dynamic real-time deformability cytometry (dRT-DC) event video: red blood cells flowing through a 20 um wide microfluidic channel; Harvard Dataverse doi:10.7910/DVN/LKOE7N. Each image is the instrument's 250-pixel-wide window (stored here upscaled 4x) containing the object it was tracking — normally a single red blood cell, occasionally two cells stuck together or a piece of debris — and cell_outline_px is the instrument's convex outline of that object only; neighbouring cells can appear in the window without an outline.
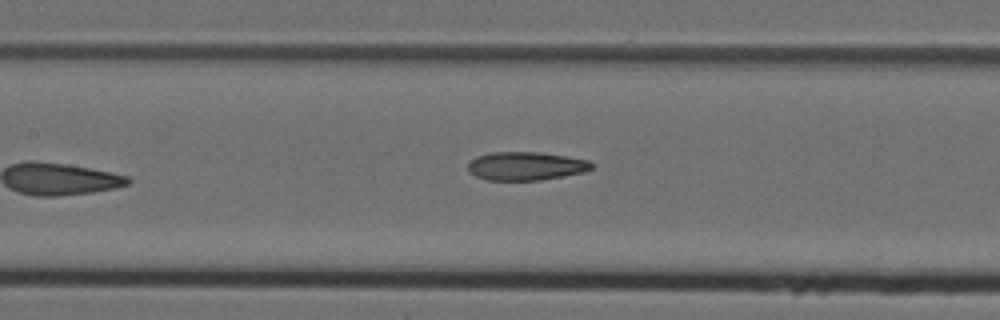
{"species": "Egyptian fruit bat (a non-hibernating species)", "species_latin": "Rousettus aegyptiacus", "temperature_condition": "cold", "stored_images_in_passage": 8, "camera_frame_rate_fps": 3000, "um_per_image_px": 0.085, "animal": {"sex": "female"}, "frame": {"image": 1, "passage_image": 8, "time_ms": 2.333, "image_size_px": [1000, 320], "cell_outline_px": [[596, 164], [592, 168], [584, 172], [564, 176], [540, 180], [484, 180], [476, 176], [468, 168], [468, 164], [476, 156], [492, 152], [540, 152], [568, 156], [588, 160]], "centroid_in_image_um": [44.74, 14.11], "position_along_channel_um": 162.7, "area_um2": 20.58}}